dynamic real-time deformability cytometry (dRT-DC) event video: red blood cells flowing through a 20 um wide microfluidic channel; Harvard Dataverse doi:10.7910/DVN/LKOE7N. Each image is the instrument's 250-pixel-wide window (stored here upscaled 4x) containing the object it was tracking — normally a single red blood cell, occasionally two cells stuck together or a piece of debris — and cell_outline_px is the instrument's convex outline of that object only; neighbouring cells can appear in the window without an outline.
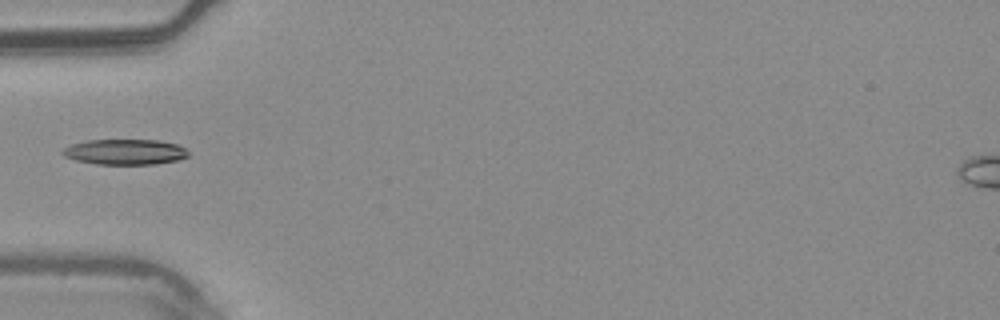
{"species": "common noctule bat (a hibernating species)", "species_latin": "Nyctalus noctula", "temperature_condition": "warm", "stored_images_in_passage": 2, "camera_frame_rate_fps": 3000, "um_per_image_px": 0.085, "animal": {"sex": "male", "body_mass_g": 20.4}, "frame": {"image": 1, "passage_image": 1, "time_ms": 0.0, "image_size_px": [1000, 320], "cell_outline_px": [[188, 156], [176, 160], [156, 164], [96, 164], [76, 160], [64, 156], [60, 152], [64, 148], [72, 144], [88, 140], [160, 140], [176, 144], [184, 148], [188, 152]], "centroid_in_image_um": [10.61, 12.91], "position_along_channel_um": 74.4, "area_um2": 18.55}}